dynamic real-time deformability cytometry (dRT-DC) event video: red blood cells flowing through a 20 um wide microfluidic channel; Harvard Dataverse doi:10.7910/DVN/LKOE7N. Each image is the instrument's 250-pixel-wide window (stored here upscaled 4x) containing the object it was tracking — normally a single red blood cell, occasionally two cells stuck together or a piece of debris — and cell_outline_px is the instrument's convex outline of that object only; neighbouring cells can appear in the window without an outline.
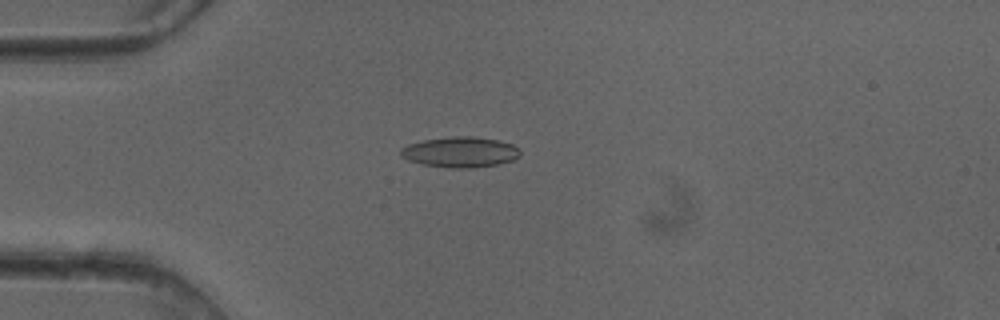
{"species": "common noctule bat (a hibernating species)", "species_latin": "Nyctalus noctula", "temperature_condition": "cold", "stored_images_in_passage": 48, "camera_frame_rate_fps": 3000, "um_per_image_px": 0.085, "animal": {"sex": "female"}, "frame": {"image": 1, "passage_image": 11, "time_ms": 3.333, "image_size_px": [1000, 320], "cell_outline_px": [[520, 156], [512, 160], [496, 164], [472, 168], [448, 168], [424, 164], [408, 160], [400, 156], [400, 148], [408, 144], [424, 140], [452, 136], [472, 136], [496, 140], [512, 144], [520, 152]], "centroid_in_image_um": [39.08, 12.93], "position_along_channel_um": 45.9, "area_um2": 21.1}}
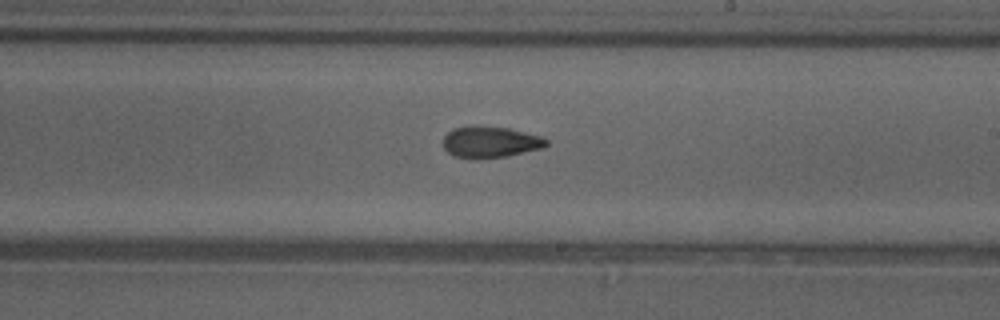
{"frame": {"image": 2, "passage_image": 27, "time_ms": 8.667, "image_size_px": [1000, 320], "cell_outline_px": [[548, 144], [544, 148], [508, 156], [476, 160], [452, 156], [444, 148], [444, 136], [452, 128], [508, 128], [540, 136], [548, 140]], "centroid_in_image_um": [41.69, 12.13], "position_along_channel_um": 247.3, "area_um2": 18.55}}
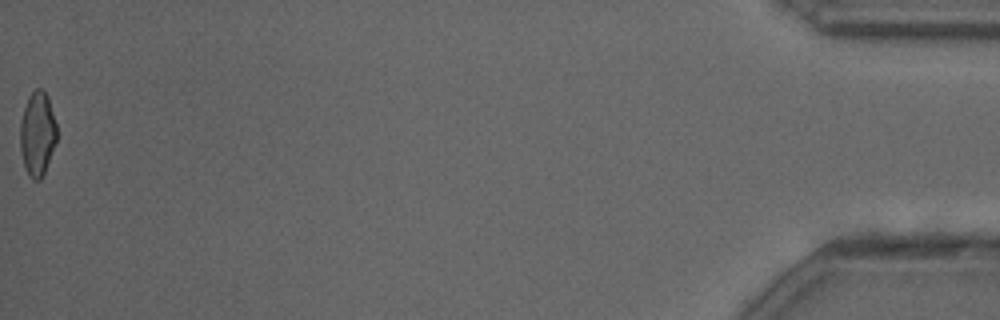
{"frame": {"image": 3, "passage_image": 48, "time_ms": 15.667, "image_size_px": [1000, 320], "cell_outline_px": [[56, 140], [44, 172], [40, 180], [32, 180], [28, 176], [24, 168], [20, 152], [20, 120], [28, 96], [36, 88], [44, 88], [48, 96], [56, 124]], "centroid_in_image_um": [3.15, 11.36], "position_along_channel_um": 432.0, "area_um2": 18.09}, "authors_computed_cell_mechanics": {"area_um2": 19.0451, "velocity_mm_per_s": 4.1149, "shape_relaxation_time_tau1_ms": 11.1325, "shape_relaxation_time_tau2_ms": 2.4848, "deformation_change_tau1": 0.2292, "deformation_change_tau2": 0.0985}}